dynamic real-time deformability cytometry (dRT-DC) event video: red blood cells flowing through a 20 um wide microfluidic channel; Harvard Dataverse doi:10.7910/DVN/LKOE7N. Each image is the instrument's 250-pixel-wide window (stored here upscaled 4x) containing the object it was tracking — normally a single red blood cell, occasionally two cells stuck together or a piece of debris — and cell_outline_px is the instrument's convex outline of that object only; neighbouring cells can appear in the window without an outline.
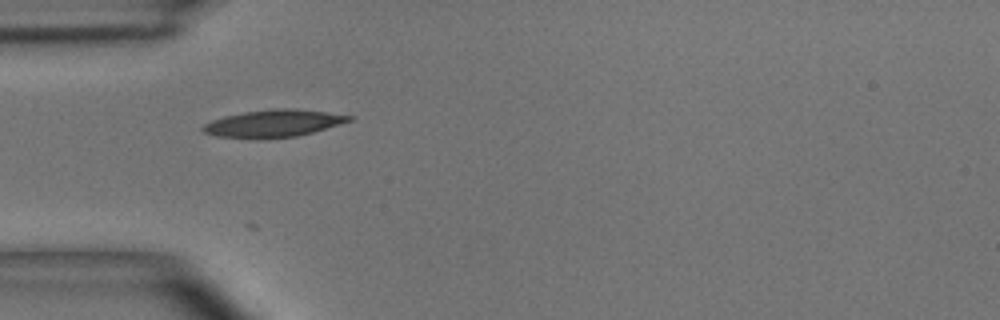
{"species": "common noctule bat (a hibernating species)", "species_latin": "Nyctalus noctula", "temperature_condition": "room temperature", "stored_images_in_passage": 13, "camera_frame_rate_fps": 3000, "um_per_image_px": 0.085, "animal": {"sex": "male", "body_mass_g": 15.6}, "frame": {"image": 1, "passage_image": 3, "time_ms": 0.667, "image_size_px": [1000, 320], "cell_outline_px": [[356, 116], [352, 120], [312, 132], [296, 136], [216, 136], [204, 132], [200, 128], [204, 124], [212, 120], [224, 116], [244, 112], [276, 108], [292, 108], [328, 112]], "centroid_in_image_um": [23.29, 10.44], "position_along_channel_um": 61.7, "area_um2": 22.31}}